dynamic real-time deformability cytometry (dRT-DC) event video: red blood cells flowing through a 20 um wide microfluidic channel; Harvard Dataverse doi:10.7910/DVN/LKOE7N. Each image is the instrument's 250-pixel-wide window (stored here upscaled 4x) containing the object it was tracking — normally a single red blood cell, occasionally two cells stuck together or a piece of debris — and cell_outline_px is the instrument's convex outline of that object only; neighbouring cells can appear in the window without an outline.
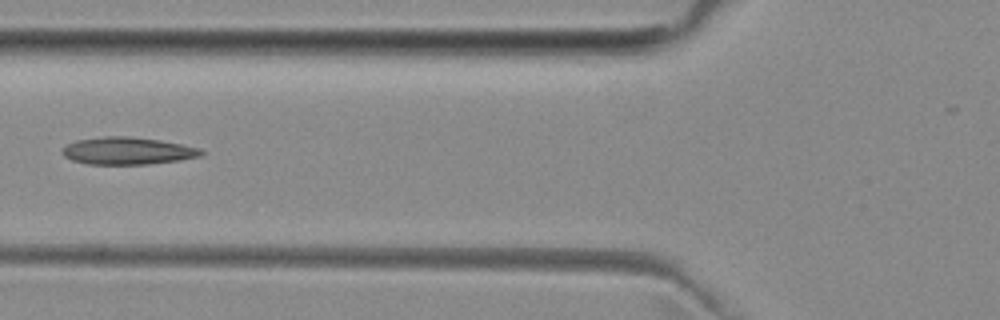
{"species": "common noctule bat (a hibernating species)", "species_latin": "Nyctalus noctula", "temperature_condition": "room temperature", "stored_images_in_passage": 7, "camera_frame_rate_fps": 3000, "um_per_image_px": 0.085, "animal": {"sex": "female", "body_mass_g": 29.2, "forearm_length_mm": 56.3}, "frame": {"image": 1, "passage_image": 6, "time_ms": 6.0, "image_size_px": [1000, 320], "cell_outline_px": [[204, 152], [200, 156], [180, 160], [148, 164], [88, 164], [72, 160], [64, 156], [60, 152], [68, 144], [76, 140], [104, 136], [132, 136], [160, 140], [200, 148]], "centroid_in_image_um": [10.83, 12.82], "position_along_channel_um": 115.0, "area_um2": 22.08}}
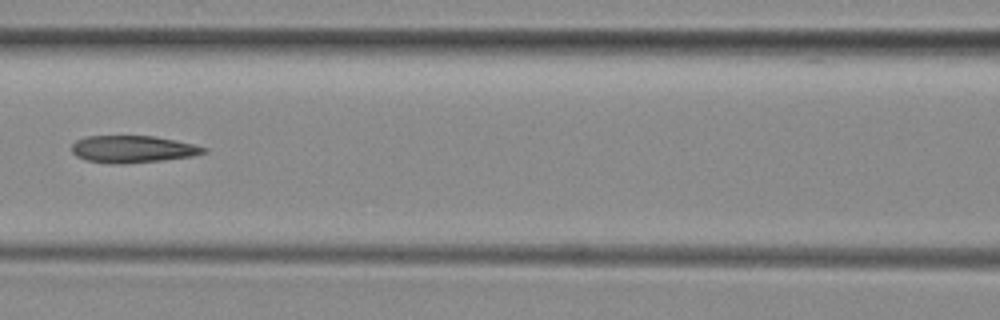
{"frame": {"image": 2, "passage_image": 7, "time_ms": 7.0, "image_size_px": [1000, 320], "cell_outline_px": [[208, 152], [192, 156], [160, 160], [120, 164], [112, 164], [88, 160], [76, 156], [72, 152], [72, 144], [76, 140], [84, 136], [156, 136], [176, 140], [208, 148]], "centroid_in_image_um": [11.28, 12.67], "position_along_channel_um": 155.3, "area_um2": 20.81}}